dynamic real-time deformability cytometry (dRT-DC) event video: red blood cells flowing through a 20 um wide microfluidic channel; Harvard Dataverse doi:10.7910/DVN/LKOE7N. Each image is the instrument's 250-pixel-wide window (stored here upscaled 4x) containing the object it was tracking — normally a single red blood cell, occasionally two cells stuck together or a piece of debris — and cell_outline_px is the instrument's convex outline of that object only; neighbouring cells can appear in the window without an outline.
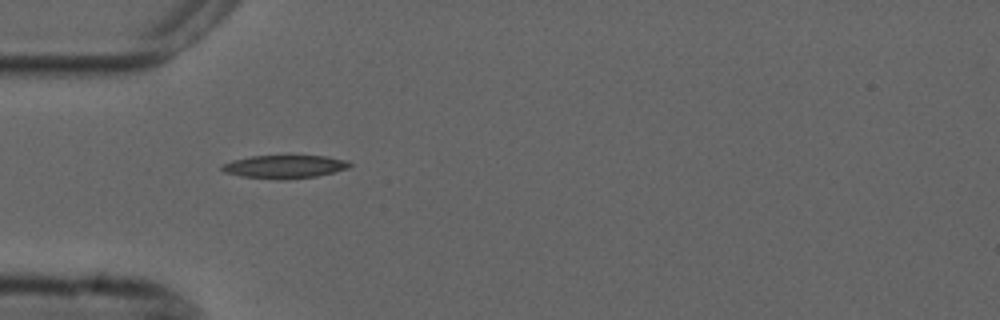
{"species": "common noctule bat (a hibernating species)", "species_latin": "Nyctalus noctula", "temperature_condition": "cold", "stored_images_in_passage": 2, "camera_frame_rate_fps": 3000, "um_per_image_px": 0.085, "animal": {"sex": "male", "forearm_length_mm": 52.5}, "frame": {"image": 1, "passage_image": 1, "time_ms": 0.0, "image_size_px": [1000, 320], "cell_outline_px": [[352, 164], [348, 168], [316, 176], [284, 180], [276, 180], [240, 176], [224, 172], [220, 168], [224, 164], [232, 160], [252, 156], [324, 156], [348, 160]], "centroid_in_image_um": [24.17, 14.17], "position_along_channel_um": 60.8, "area_um2": 17.22}}
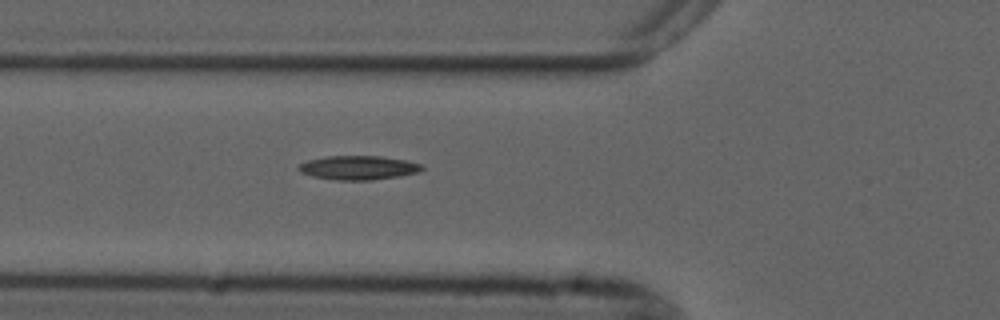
{"frame": {"image": 2, "passage_image": 2, "time_ms": 1.0, "image_size_px": [1000, 320], "cell_outline_px": [[424, 168], [420, 172], [400, 176], [372, 180], [336, 180], [312, 176], [300, 172], [296, 168], [300, 164], [308, 160], [324, 156], [380, 156], [404, 160], [420, 164]], "centroid_in_image_um": [30.44, 14.26], "position_along_channel_um": 95.4, "area_um2": 17.28}}